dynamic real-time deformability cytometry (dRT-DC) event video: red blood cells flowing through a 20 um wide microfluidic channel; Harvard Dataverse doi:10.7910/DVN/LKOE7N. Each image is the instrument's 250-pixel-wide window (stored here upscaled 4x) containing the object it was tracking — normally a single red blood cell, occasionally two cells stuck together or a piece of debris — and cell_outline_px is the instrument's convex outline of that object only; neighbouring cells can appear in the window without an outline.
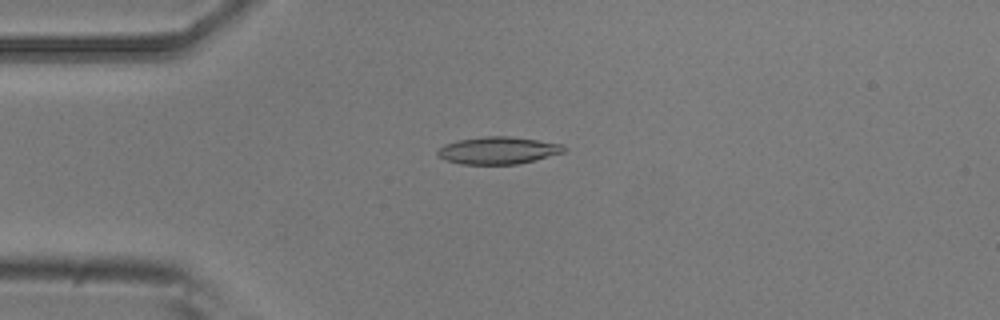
{"species": "common noctule bat (a hibernating species)", "species_latin": "Nyctalus noctula", "temperature_condition": "room temperature", "stored_images_in_passage": 4, "camera_frame_rate_fps": 3000, "um_per_image_px": 0.085, "animal": {"sex": "male", "body_mass_g": 20.5, "forearm_length_mm": 52.5}, "frame": {"image": 1, "passage_image": 2, "time_ms": 0.333, "image_size_px": [1000, 320], "cell_outline_px": [[564, 152], [516, 164], [460, 164], [448, 160], [440, 156], [436, 152], [444, 144], [456, 140], [484, 136], [508, 136], [564, 144]], "centroid_in_image_um": [42.31, 12.77], "position_along_channel_um": 42.7, "area_um2": 19.77}}
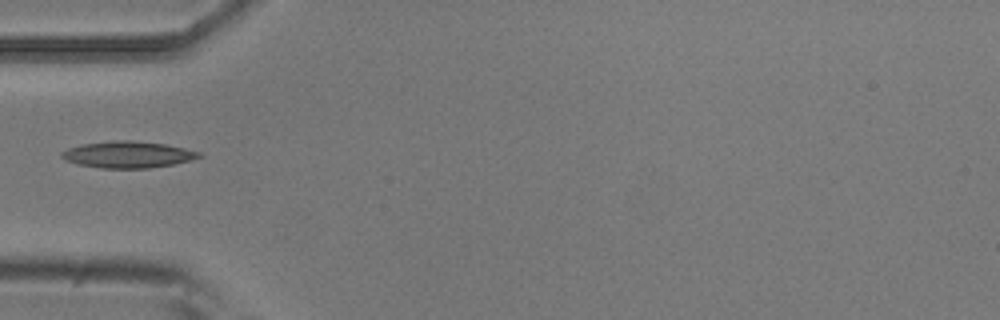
{"frame": {"image": 2, "passage_image": 3, "time_ms": 0.667, "image_size_px": [1000, 320], "cell_outline_px": [[204, 156], [192, 160], [172, 164], [148, 168], [100, 168], [80, 164], [64, 160], [60, 156], [60, 152], [68, 148], [80, 144], [116, 140], [128, 140], [164, 144], [184, 148], [200, 152]], "centroid_in_image_um": [10.85, 13.13], "position_along_channel_um": 74.2, "area_um2": 21.21}}
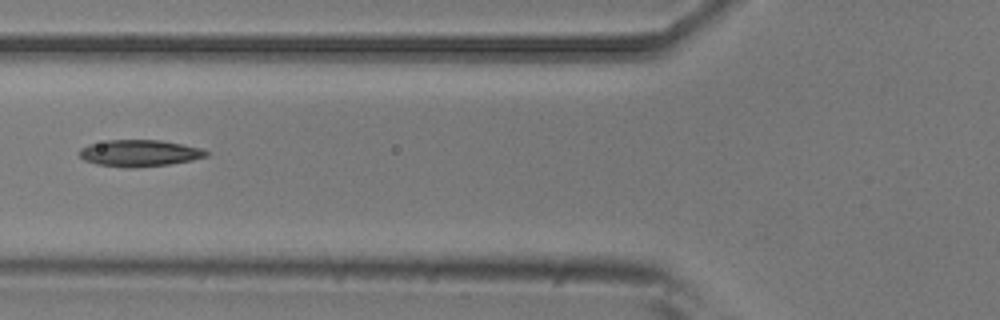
{"frame": {"image": 3, "passage_image": 4, "time_ms": 1.0, "image_size_px": [1000, 320], "cell_outline_px": [[208, 156], [192, 160], [168, 164], [132, 168], [124, 168], [96, 164], [84, 160], [76, 152], [80, 148], [88, 144], [108, 140], [160, 140], [200, 148], [208, 152]], "centroid_in_image_um": [11.79, 13.02], "position_along_channel_um": 114.0, "area_um2": 19.71}}